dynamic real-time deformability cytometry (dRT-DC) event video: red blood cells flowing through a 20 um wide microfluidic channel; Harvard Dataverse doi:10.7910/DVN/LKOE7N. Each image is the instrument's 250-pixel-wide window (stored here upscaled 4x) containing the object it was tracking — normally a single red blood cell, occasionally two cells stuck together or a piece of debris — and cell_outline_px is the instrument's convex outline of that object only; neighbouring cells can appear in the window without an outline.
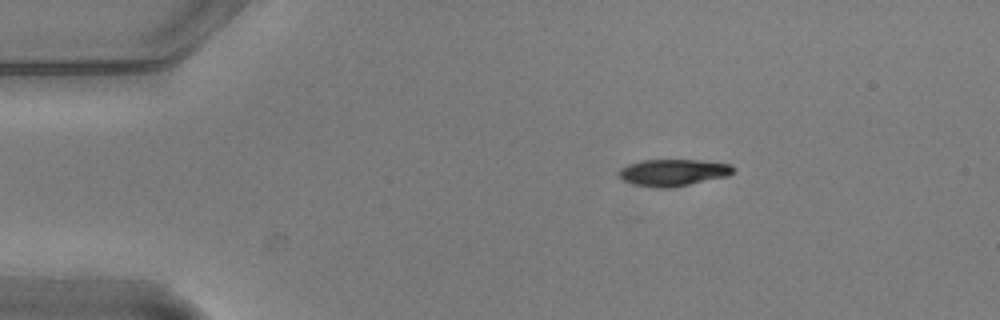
{"species": "common noctule bat (a hibernating species)", "species_latin": "Nyctalus noctula", "temperature_condition": "warm", "stored_images_in_passage": 4, "segment_of_instrument_passage": [1, 2], "camera_frame_rate_fps": 3000, "um_per_image_px": 0.085, "animal": {"sex": "male", "body_mass_g": 20.5, "forearm_length_mm": 52.5}, "frame": {"image": 1, "passage_image": 1, "time_ms": 0.0, "image_size_px": [1000, 320], "cell_outline_px": [[736, 172], [728, 176], [672, 188], [652, 188], [632, 184], [620, 180], [616, 172], [620, 168], [628, 164], [644, 160], [700, 160], [732, 164], [736, 168]], "centroid_in_image_um": [57.2, 14.67], "position_along_channel_um": 27.8, "area_um2": 18.38}}